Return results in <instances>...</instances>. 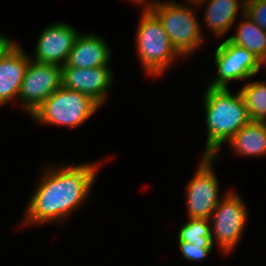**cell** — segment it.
<instances>
[{"instance_id": "1", "label": "cell", "mask_w": 266, "mask_h": 266, "mask_svg": "<svg viewBox=\"0 0 266 266\" xmlns=\"http://www.w3.org/2000/svg\"><path fill=\"white\" fill-rule=\"evenodd\" d=\"M102 162L104 160L43 166L18 228L49 223L64 225L73 213L88 203Z\"/></svg>"}, {"instance_id": "2", "label": "cell", "mask_w": 266, "mask_h": 266, "mask_svg": "<svg viewBox=\"0 0 266 266\" xmlns=\"http://www.w3.org/2000/svg\"><path fill=\"white\" fill-rule=\"evenodd\" d=\"M205 115L206 141L202 155L220 157V151L243 126L249 117L246 103L238 89L207 87L202 95Z\"/></svg>"}, {"instance_id": "3", "label": "cell", "mask_w": 266, "mask_h": 266, "mask_svg": "<svg viewBox=\"0 0 266 266\" xmlns=\"http://www.w3.org/2000/svg\"><path fill=\"white\" fill-rule=\"evenodd\" d=\"M136 53L147 76H163L181 56L173 48L160 20L152 12H141L136 31Z\"/></svg>"}, {"instance_id": "4", "label": "cell", "mask_w": 266, "mask_h": 266, "mask_svg": "<svg viewBox=\"0 0 266 266\" xmlns=\"http://www.w3.org/2000/svg\"><path fill=\"white\" fill-rule=\"evenodd\" d=\"M185 3L159 0L151 11L160 20L173 48L182 58L197 52L203 47L206 39L197 17V4Z\"/></svg>"}, {"instance_id": "5", "label": "cell", "mask_w": 266, "mask_h": 266, "mask_svg": "<svg viewBox=\"0 0 266 266\" xmlns=\"http://www.w3.org/2000/svg\"><path fill=\"white\" fill-rule=\"evenodd\" d=\"M101 106L91 97L61 86L30 116L38 125H55L76 129Z\"/></svg>"}, {"instance_id": "6", "label": "cell", "mask_w": 266, "mask_h": 266, "mask_svg": "<svg viewBox=\"0 0 266 266\" xmlns=\"http://www.w3.org/2000/svg\"><path fill=\"white\" fill-rule=\"evenodd\" d=\"M245 200L231 188L209 218L211 238L218 252L229 255L240 245L248 220Z\"/></svg>"}, {"instance_id": "7", "label": "cell", "mask_w": 266, "mask_h": 266, "mask_svg": "<svg viewBox=\"0 0 266 266\" xmlns=\"http://www.w3.org/2000/svg\"><path fill=\"white\" fill-rule=\"evenodd\" d=\"M216 159L212 155H202L185 188L187 218L209 219L220 200L230 190L220 194V181L213 168Z\"/></svg>"}, {"instance_id": "8", "label": "cell", "mask_w": 266, "mask_h": 266, "mask_svg": "<svg viewBox=\"0 0 266 266\" xmlns=\"http://www.w3.org/2000/svg\"><path fill=\"white\" fill-rule=\"evenodd\" d=\"M214 77L207 84L210 88H229L231 82L254 78L260 71V59L244 47L222 40L213 53ZM246 80V81H245Z\"/></svg>"}, {"instance_id": "9", "label": "cell", "mask_w": 266, "mask_h": 266, "mask_svg": "<svg viewBox=\"0 0 266 266\" xmlns=\"http://www.w3.org/2000/svg\"><path fill=\"white\" fill-rule=\"evenodd\" d=\"M62 86V66L30 59L17 101L31 116L36 109Z\"/></svg>"}, {"instance_id": "10", "label": "cell", "mask_w": 266, "mask_h": 266, "mask_svg": "<svg viewBox=\"0 0 266 266\" xmlns=\"http://www.w3.org/2000/svg\"><path fill=\"white\" fill-rule=\"evenodd\" d=\"M39 33L35 43V51L30 54V59L64 66L80 33L64 21H54L46 25Z\"/></svg>"}, {"instance_id": "11", "label": "cell", "mask_w": 266, "mask_h": 266, "mask_svg": "<svg viewBox=\"0 0 266 266\" xmlns=\"http://www.w3.org/2000/svg\"><path fill=\"white\" fill-rule=\"evenodd\" d=\"M113 74L111 66L62 67V86L91 97L103 107L114 83Z\"/></svg>"}, {"instance_id": "12", "label": "cell", "mask_w": 266, "mask_h": 266, "mask_svg": "<svg viewBox=\"0 0 266 266\" xmlns=\"http://www.w3.org/2000/svg\"><path fill=\"white\" fill-rule=\"evenodd\" d=\"M112 49L101 35L93 32L80 33L62 67L91 68L111 66Z\"/></svg>"}, {"instance_id": "13", "label": "cell", "mask_w": 266, "mask_h": 266, "mask_svg": "<svg viewBox=\"0 0 266 266\" xmlns=\"http://www.w3.org/2000/svg\"><path fill=\"white\" fill-rule=\"evenodd\" d=\"M202 5L206 6L201 30L204 31L205 25L217 39L224 37L230 29L233 30L234 24L245 10V0H202L197 3L199 9Z\"/></svg>"}, {"instance_id": "14", "label": "cell", "mask_w": 266, "mask_h": 266, "mask_svg": "<svg viewBox=\"0 0 266 266\" xmlns=\"http://www.w3.org/2000/svg\"><path fill=\"white\" fill-rule=\"evenodd\" d=\"M17 43L0 60V106L18 99L30 55Z\"/></svg>"}, {"instance_id": "15", "label": "cell", "mask_w": 266, "mask_h": 266, "mask_svg": "<svg viewBox=\"0 0 266 266\" xmlns=\"http://www.w3.org/2000/svg\"><path fill=\"white\" fill-rule=\"evenodd\" d=\"M225 146L231 148V155L266 156V121H250Z\"/></svg>"}, {"instance_id": "16", "label": "cell", "mask_w": 266, "mask_h": 266, "mask_svg": "<svg viewBox=\"0 0 266 266\" xmlns=\"http://www.w3.org/2000/svg\"><path fill=\"white\" fill-rule=\"evenodd\" d=\"M234 26L235 34L226 38L261 59L266 51V31L245 14L239 17Z\"/></svg>"}, {"instance_id": "17", "label": "cell", "mask_w": 266, "mask_h": 266, "mask_svg": "<svg viewBox=\"0 0 266 266\" xmlns=\"http://www.w3.org/2000/svg\"><path fill=\"white\" fill-rule=\"evenodd\" d=\"M240 92L246 103L251 121H266V81L251 80L243 83Z\"/></svg>"}, {"instance_id": "18", "label": "cell", "mask_w": 266, "mask_h": 266, "mask_svg": "<svg viewBox=\"0 0 266 266\" xmlns=\"http://www.w3.org/2000/svg\"><path fill=\"white\" fill-rule=\"evenodd\" d=\"M186 220L178 231L177 240L194 245L196 243H213L209 219L187 218Z\"/></svg>"}, {"instance_id": "19", "label": "cell", "mask_w": 266, "mask_h": 266, "mask_svg": "<svg viewBox=\"0 0 266 266\" xmlns=\"http://www.w3.org/2000/svg\"><path fill=\"white\" fill-rule=\"evenodd\" d=\"M177 244L184 259L192 263L197 261L202 262L204 259L206 260L213 250L216 249L213 243H196V245H194L177 240Z\"/></svg>"}, {"instance_id": "20", "label": "cell", "mask_w": 266, "mask_h": 266, "mask_svg": "<svg viewBox=\"0 0 266 266\" xmlns=\"http://www.w3.org/2000/svg\"><path fill=\"white\" fill-rule=\"evenodd\" d=\"M244 14L266 31V0H245Z\"/></svg>"}, {"instance_id": "21", "label": "cell", "mask_w": 266, "mask_h": 266, "mask_svg": "<svg viewBox=\"0 0 266 266\" xmlns=\"http://www.w3.org/2000/svg\"><path fill=\"white\" fill-rule=\"evenodd\" d=\"M17 43V41L12 40L5 33L3 35L2 32H0V60L7 55Z\"/></svg>"}, {"instance_id": "22", "label": "cell", "mask_w": 266, "mask_h": 266, "mask_svg": "<svg viewBox=\"0 0 266 266\" xmlns=\"http://www.w3.org/2000/svg\"><path fill=\"white\" fill-rule=\"evenodd\" d=\"M132 3L133 5H138L141 12H151L153 8L158 4L159 0H124Z\"/></svg>"}, {"instance_id": "23", "label": "cell", "mask_w": 266, "mask_h": 266, "mask_svg": "<svg viewBox=\"0 0 266 266\" xmlns=\"http://www.w3.org/2000/svg\"><path fill=\"white\" fill-rule=\"evenodd\" d=\"M260 65H261V68H263V69L266 68V51H265L264 55L262 56V58L260 59Z\"/></svg>"}, {"instance_id": "24", "label": "cell", "mask_w": 266, "mask_h": 266, "mask_svg": "<svg viewBox=\"0 0 266 266\" xmlns=\"http://www.w3.org/2000/svg\"><path fill=\"white\" fill-rule=\"evenodd\" d=\"M202 0H185L184 2L199 3Z\"/></svg>"}]
</instances>
